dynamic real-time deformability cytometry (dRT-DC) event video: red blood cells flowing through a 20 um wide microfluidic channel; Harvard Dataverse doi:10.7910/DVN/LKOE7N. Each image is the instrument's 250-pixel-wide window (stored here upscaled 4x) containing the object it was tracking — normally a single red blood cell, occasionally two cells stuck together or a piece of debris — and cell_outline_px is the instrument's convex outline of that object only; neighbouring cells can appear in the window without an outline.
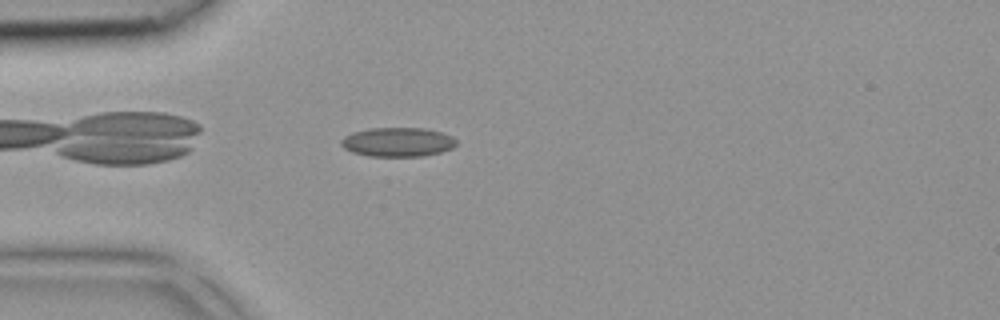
{"species": "common noctule bat (a hibernating species)", "species_latin": "Nyctalus noctula", "temperature_condition": "room temperature", "stored_images_in_passage": 27, "camera_frame_rate_fps": 3000, "um_per_image_px": 0.085, "animal": {"sex": "female", "body_mass_g": 18.4}, "frame": {"image": 1, "passage_image": 1, "time_ms": 0.0, "image_size_px": [1000, 320], "cell_outline_px": [[456, 144], [452, 148], [440, 152], [424, 156], [368, 156], [352, 152], [344, 148], [340, 144], [340, 140], [344, 136], [352, 132], [368, 128], [424, 128], [440, 132], [452, 136], [456, 140]], "centroid_in_image_um": [33.77, 12.07], "position_along_channel_um": 51.2, "area_um2": 19.65}}
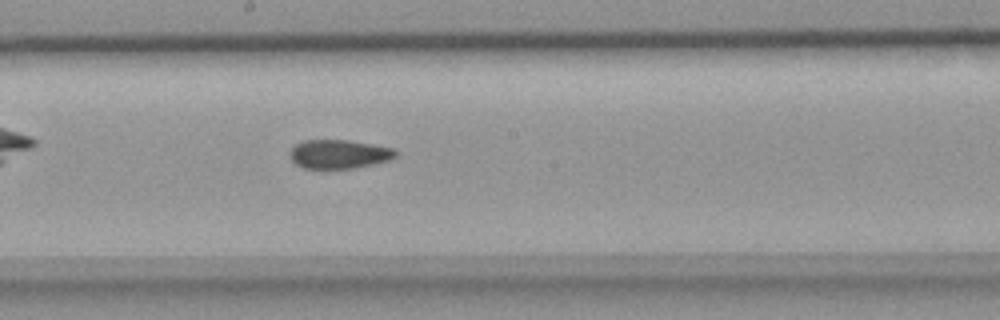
{"frame": {"image": 2, "passage_image": 12, "time_ms": 3.667, "image_size_px": [1000, 320], "cell_outline_px": [[400, 152], [396, 156], [388, 160], [372, 164], [352, 168], [304, 168], [296, 164], [288, 156], [288, 152], [296, 144], [304, 140], [348, 140], [396, 148]], "centroid_in_image_um": [28.82, 13.09], "position_along_channel_um": 219.4, "area_um2": 17.86}}
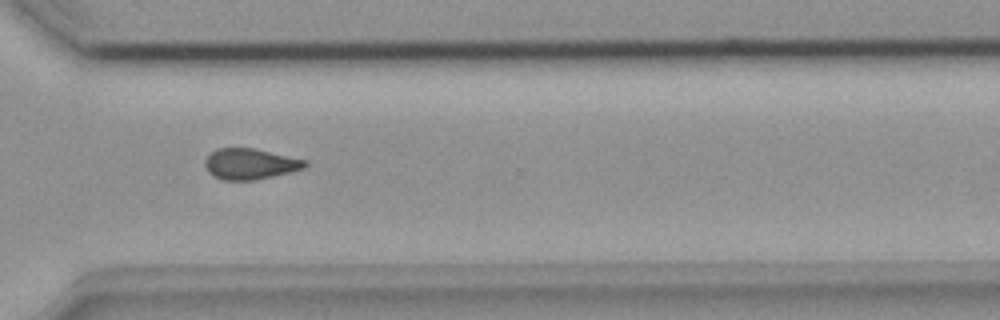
{"frame": {"image": 3, "passage_image": 20, "time_ms": 6.333, "image_size_px": [1000, 320], "cell_outline_px": [[308, 164], [304, 168], [272, 176], [252, 180], [224, 180], [212, 176], [208, 172], [204, 164], [204, 160], [216, 148], [256, 148], [308, 160]], "centroid_in_image_um": [21.25, 13.92], "position_along_channel_um": 349.3, "area_um2": 18.03}}